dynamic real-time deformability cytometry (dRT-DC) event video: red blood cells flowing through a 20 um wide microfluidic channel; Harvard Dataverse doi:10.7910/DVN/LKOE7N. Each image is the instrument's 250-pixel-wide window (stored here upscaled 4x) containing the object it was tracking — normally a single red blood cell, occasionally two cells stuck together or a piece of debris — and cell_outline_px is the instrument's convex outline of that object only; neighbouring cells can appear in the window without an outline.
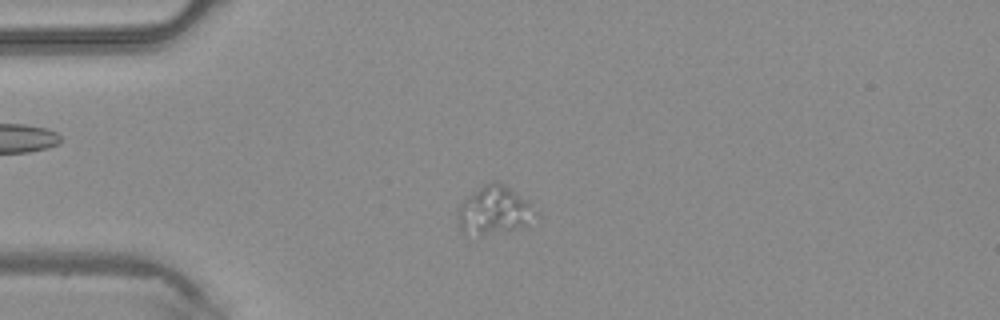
{"species": "common noctule bat (a hibernating species)", "species_latin": "Nyctalus noctula", "temperature_condition": "warm", "stored_images_in_passage": 46, "camera_frame_rate_fps": 3000, "um_per_image_px": 0.085, "animal": {"sex": "male", "body_mass_g": 20.4}, "frame": {"image": 1, "passage_image": 11, "time_ms": 3.333, "image_size_px": [1000, 320], "cell_outline_px": [[540, 216], [528, 224], [504, 232], [480, 236], [464, 232], [460, 228], [456, 216], [456, 208], [476, 188], [492, 180], [504, 184], [528, 200]], "centroid_in_image_um": [42.01, 17.88], "position_along_channel_um": 43.0, "area_um2": 22.31}}
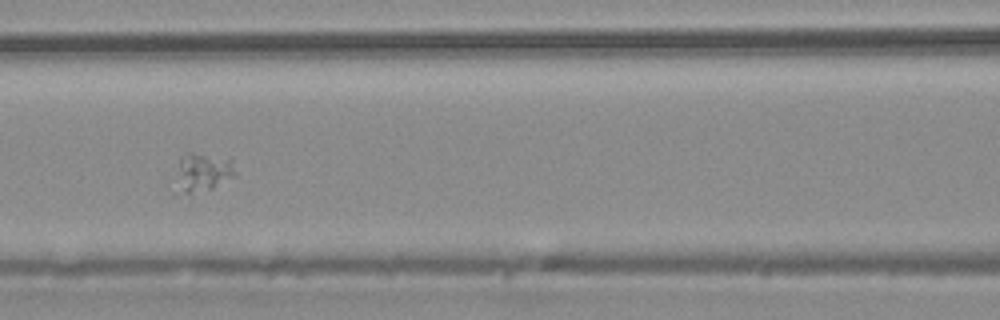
{"frame": {"image": 2, "passage_image": 20, "time_ms": 6.333, "image_size_px": [1000, 320], "cell_outline_px": [[236, 176], [212, 188], [176, 196], [172, 192], [172, 188], [180, 160], [188, 152], [192, 152], [232, 160], [236, 172]], "centroid_in_image_um": [17.13, 14.72], "position_along_channel_um": 149.5, "area_um2": 13.76}}
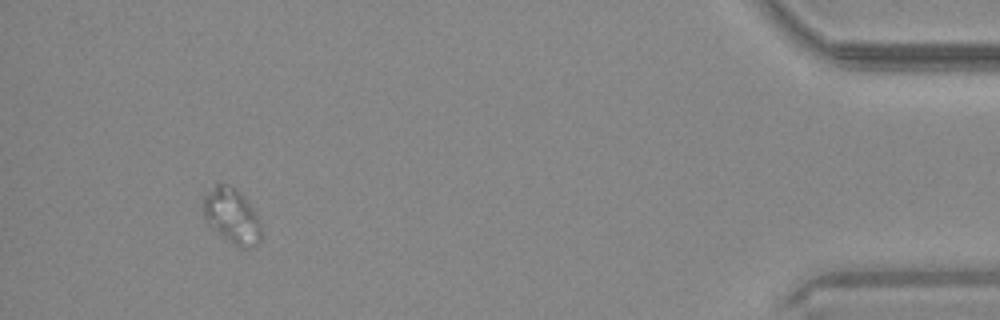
{"frame": {"image": 3, "passage_image": 43, "time_ms": 14.0, "image_size_px": [1000, 320], "cell_outline_px": [[260, 240], [256, 244], [248, 248], [240, 248], [232, 244], [212, 228], [208, 224], [204, 216], [204, 192], [216, 184], [228, 184], [236, 188], [244, 196], [260, 220]], "centroid_in_image_um": [19.69, 18.34], "position_along_channel_um": 415.5, "area_um2": 18.61}}